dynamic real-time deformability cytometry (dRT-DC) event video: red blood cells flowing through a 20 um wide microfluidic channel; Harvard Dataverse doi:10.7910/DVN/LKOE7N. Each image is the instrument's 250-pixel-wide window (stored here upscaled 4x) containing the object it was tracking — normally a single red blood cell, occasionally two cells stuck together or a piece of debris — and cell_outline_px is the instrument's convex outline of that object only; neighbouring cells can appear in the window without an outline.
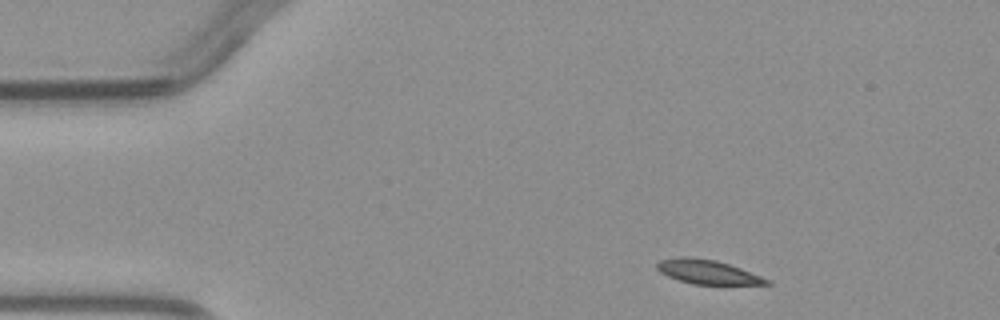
{"species": "common noctule bat (a hibernating species)", "species_latin": "Nyctalus noctula", "temperature_condition": "warm", "stored_images_in_passage": 4, "segment_of_instrument_passage": [1, 2], "camera_frame_rate_fps": 3000, "um_per_image_px": 0.085, "animal": {"sex": "male", "body_mass_g": 23.1, "forearm_length_mm": 52.7}, "frame": {"image": 1, "passage_image": 1, "time_ms": 0.0, "image_size_px": [1000, 320], "cell_outline_px": [[772, 284], [692, 284], [668, 276], [660, 272], [656, 268], [656, 264], [660, 260], [676, 256], [692, 256], [716, 260], [740, 268], [772, 280]], "centroid_in_image_um": [60.12, 23.09], "position_along_channel_um": 24.9, "area_um2": 15.49}}